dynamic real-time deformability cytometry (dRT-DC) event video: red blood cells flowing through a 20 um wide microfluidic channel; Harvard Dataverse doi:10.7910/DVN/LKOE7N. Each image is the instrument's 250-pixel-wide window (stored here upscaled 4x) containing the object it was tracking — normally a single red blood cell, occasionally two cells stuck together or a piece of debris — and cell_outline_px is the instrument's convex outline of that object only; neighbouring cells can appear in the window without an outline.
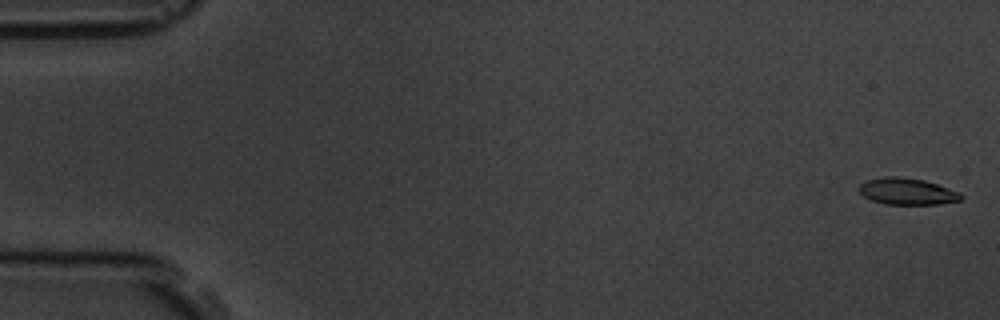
{"species": "common noctule bat (a hibernating species)", "species_latin": "Nyctalus noctula", "temperature_condition": "room temperature", "stored_images_in_passage": 6, "camera_frame_rate_fps": 3000, "um_per_image_px": 0.085, "animal": {"sex": "male", "body_mass_g": 19.5, "forearm_length_mm": 54.6}, "frame": {"image": 1, "passage_image": 1, "time_ms": 0.0, "image_size_px": [1000, 320], "cell_outline_px": [[964, 196], [960, 200], [940, 204], [884, 204], [872, 200], [864, 196], [860, 192], [860, 184], [868, 180], [892, 176], [896, 176], [924, 180], [960, 192]], "centroid_in_image_um": [77.14, 16.28], "position_along_channel_um": 7.9, "area_um2": 15.55}}